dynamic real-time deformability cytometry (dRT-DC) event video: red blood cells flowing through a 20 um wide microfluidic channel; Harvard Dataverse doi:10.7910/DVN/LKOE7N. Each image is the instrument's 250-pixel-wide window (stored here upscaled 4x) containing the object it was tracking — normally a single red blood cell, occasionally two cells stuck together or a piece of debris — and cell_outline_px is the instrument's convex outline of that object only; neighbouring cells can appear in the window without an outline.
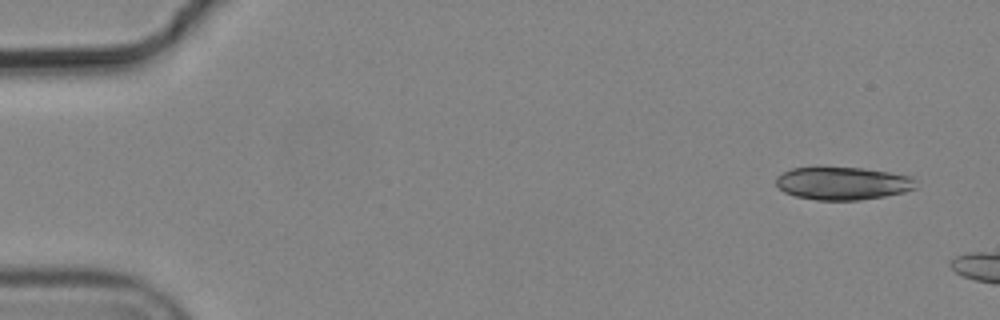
{"species": "common noctule bat (a hibernating species)", "species_latin": "Nyctalus noctula", "temperature_condition": "cold", "stored_images_in_passage": 3, "camera_frame_rate_fps": 3000, "um_per_image_px": 0.085, "animal": {"sex": "male", "body_mass_g": 19.2, "forearm_length_mm": 51.8}, "frame": {"image": 1, "passage_image": 1, "time_ms": 0.0, "image_size_px": [1000, 320], "cell_outline_px": [[916, 188], [904, 192], [884, 196], [860, 200], [816, 200], [796, 196], [784, 192], [776, 184], [776, 176], [792, 168], [820, 164], [864, 168], [912, 176], [916, 180]], "centroid_in_image_um": [71.6, 15.54], "position_along_channel_um": 13.4, "area_um2": 27.69}}